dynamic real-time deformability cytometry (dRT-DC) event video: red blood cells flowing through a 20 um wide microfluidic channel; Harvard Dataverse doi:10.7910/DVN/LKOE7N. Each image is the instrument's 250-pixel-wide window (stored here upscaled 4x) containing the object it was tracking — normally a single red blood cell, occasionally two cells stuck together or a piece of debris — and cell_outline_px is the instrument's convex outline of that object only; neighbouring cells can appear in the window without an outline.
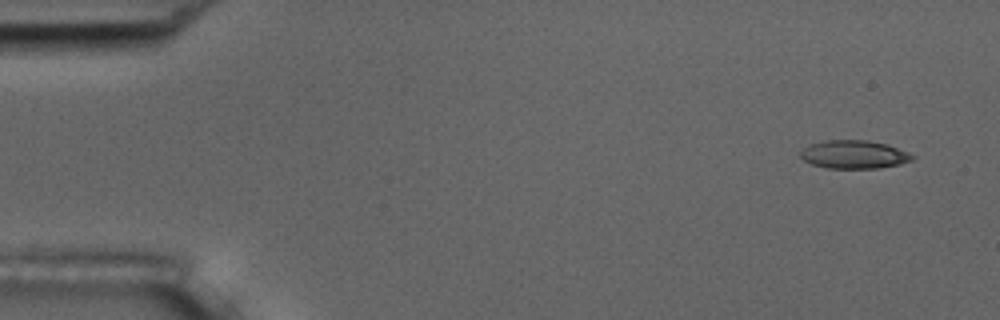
{"species": "common noctule bat (a hibernating species)", "species_latin": "Nyctalus noctula", "temperature_condition": "room temperature", "stored_images_in_passage": 4, "camera_frame_rate_fps": 3000, "um_per_image_px": 0.085, "animal": {"sex": "male", "body_mass_g": 17.5, "forearm_length_mm": 52.3}, "frame": {"image": 1, "passage_image": 1, "time_ms": 0.0, "image_size_px": [1000, 320], "cell_outline_px": [[916, 156], [912, 160], [900, 164], [880, 168], [828, 168], [812, 164], [804, 160], [800, 156], [800, 152], [808, 144], [828, 140], [868, 140], [888, 144], [908, 152]], "centroid_in_image_um": [72.61, 13.12], "position_along_channel_um": 12.4, "area_um2": 18.5}}